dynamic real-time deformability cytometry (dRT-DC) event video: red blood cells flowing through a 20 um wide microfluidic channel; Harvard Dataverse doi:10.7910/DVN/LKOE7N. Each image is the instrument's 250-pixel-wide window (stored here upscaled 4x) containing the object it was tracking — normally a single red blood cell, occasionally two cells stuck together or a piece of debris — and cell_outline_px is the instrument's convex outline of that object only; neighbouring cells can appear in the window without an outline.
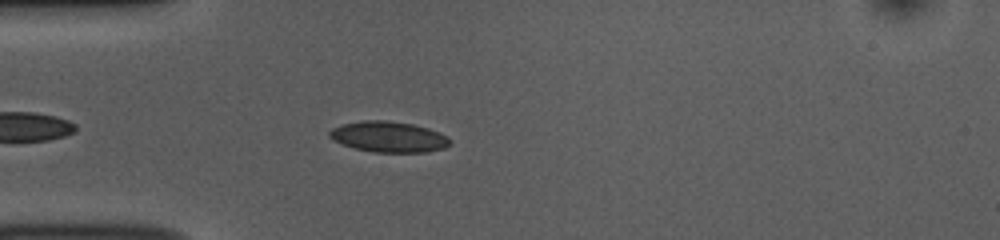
{"species": "common noctule bat (a hibernating species)", "species_latin": "Nyctalus noctula", "temperature_condition": "room temperature", "stored_images_in_passage": 41, "camera_frame_rate_fps": 3000, "um_per_image_px": 0.085, "animal": {"sex": "female", "body_mass_g": 10.0, "forearm_length_mm": 53.1}, "frame": {"image": 1, "passage_image": 5, "time_ms": 1.333, "image_size_px": [1000, 240], "cell_outline_px": [[452, 144], [444, 148], [424, 152], [372, 152], [356, 148], [344, 144], [328, 136], [328, 132], [332, 128], [340, 124], [360, 120], [384, 120], [412, 124], [428, 128], [440, 132], [448, 136], [452, 140]], "centroid_in_image_um": [33.07, 11.62], "position_along_channel_um": 51.9, "area_um2": 21.68}}
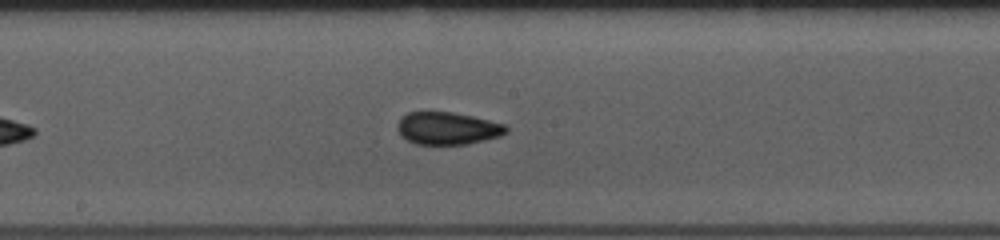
{"frame": {"image": 2, "passage_image": 18, "time_ms": 5.667, "image_size_px": [1000, 240], "cell_outline_px": [[508, 132], [500, 136], [484, 140], [464, 144], [416, 144], [408, 140], [396, 128], [400, 120], [408, 112], [452, 112], [472, 116], [504, 124], [508, 128]], "centroid_in_image_um": [38.07, 10.9], "position_along_channel_um": 210.1, "area_um2": 20.23}}
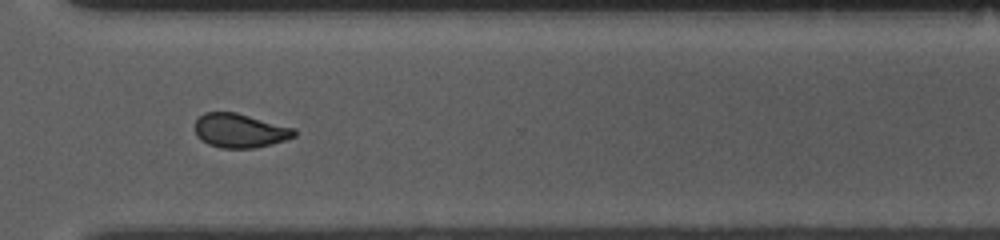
{"frame": {"image": 3, "passage_image": 29, "time_ms": 9.333, "image_size_px": [1000, 240], "cell_outline_px": [[296, 136], [284, 140], [256, 148], [220, 148], [208, 144], [200, 140], [196, 136], [196, 120], [204, 112], [236, 112], [296, 128]], "centroid_in_image_um": [20.39, 11.1], "position_along_channel_um": 350.2, "area_um2": 19.83}, "authors_computed_cell_mechanics": {"area_um2": 20.0566, "velocity_mm_per_s": 3.8308, "shape_relaxation_time_tau1_ms": null, "shape_relaxation_time_tau2_ms": 2.0477, "deformation_change_tau1": null, "deformation_change_tau2": 0.0581}}